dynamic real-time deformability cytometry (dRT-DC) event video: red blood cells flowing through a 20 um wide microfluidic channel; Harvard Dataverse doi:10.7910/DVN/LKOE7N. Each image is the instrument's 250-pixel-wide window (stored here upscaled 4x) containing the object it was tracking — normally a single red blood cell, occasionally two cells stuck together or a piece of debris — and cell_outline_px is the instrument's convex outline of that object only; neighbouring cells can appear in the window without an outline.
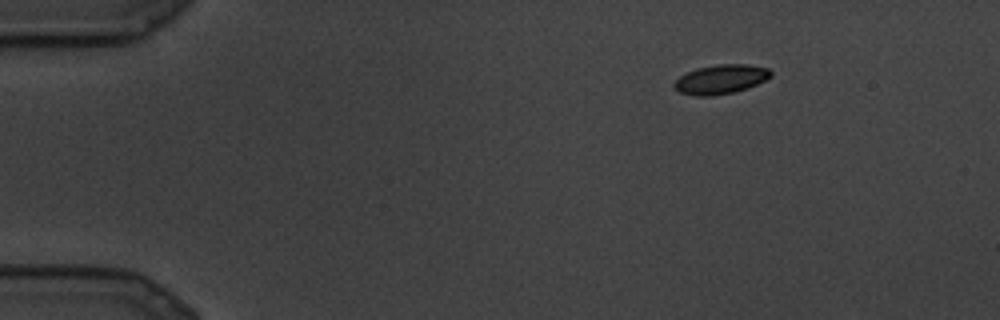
{"species": "common noctule bat (a hibernating species)", "species_latin": "Nyctalus noctula", "temperature_condition": "cold", "stored_images_in_passage": 5, "camera_frame_rate_fps": 3000, "um_per_image_px": 0.085, "animal": {"sex": "male", "body_mass_g": 19.5, "forearm_length_mm": 54.6}, "frame": {"image": 1, "passage_image": 1, "time_ms": 0.0, "image_size_px": [1000, 320], "cell_outline_px": [[772, 76], [748, 88], [736, 92], [712, 96], [696, 96], [680, 92], [672, 88], [672, 84], [680, 76], [696, 68], [716, 64], [748, 64], [768, 68], [772, 72]], "centroid_in_image_um": [61.25, 6.74], "position_along_channel_um": 23.7, "area_um2": 16.65}}